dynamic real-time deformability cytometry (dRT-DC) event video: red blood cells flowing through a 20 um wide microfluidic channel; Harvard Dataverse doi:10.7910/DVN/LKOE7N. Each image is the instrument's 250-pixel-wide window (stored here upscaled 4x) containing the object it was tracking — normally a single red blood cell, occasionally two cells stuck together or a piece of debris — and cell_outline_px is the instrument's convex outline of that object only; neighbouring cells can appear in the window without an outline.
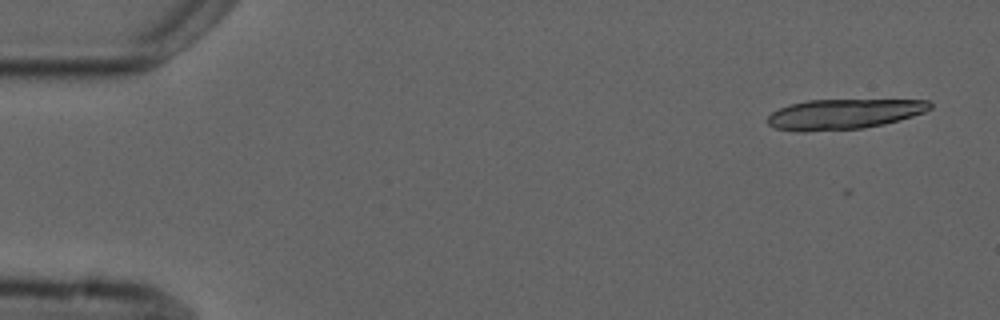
{"species": "common noctule bat (a hibernating species)", "species_latin": "Nyctalus noctula", "temperature_condition": "cold", "stored_images_in_passage": 5, "camera_frame_rate_fps": 3000, "um_per_image_px": 0.085, "animal": {"sex": "male", "forearm_length_mm": 52.5}, "frame": {"image": 1, "passage_image": 1, "time_ms": 0.0, "image_size_px": [1000, 320], "cell_outline_px": [[932, 108], [924, 112], [900, 120], [884, 124], [864, 128], [804, 132], [800, 132], [776, 128], [768, 124], [768, 116], [772, 112], [780, 108], [792, 104], [808, 100], [928, 100], [932, 104]], "centroid_in_image_um": [71.73, 9.7], "position_along_channel_um": 13.3, "area_um2": 28.5}}